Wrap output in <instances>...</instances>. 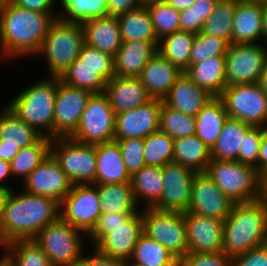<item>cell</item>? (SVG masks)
Wrapping results in <instances>:
<instances>
[{
    "label": "cell",
    "mask_w": 267,
    "mask_h": 266,
    "mask_svg": "<svg viewBox=\"0 0 267 266\" xmlns=\"http://www.w3.org/2000/svg\"><path fill=\"white\" fill-rule=\"evenodd\" d=\"M57 18L56 13L31 11L10 0L1 2L0 57L12 59L38 55L50 26Z\"/></svg>",
    "instance_id": "cell-1"
},
{
    "label": "cell",
    "mask_w": 267,
    "mask_h": 266,
    "mask_svg": "<svg viewBox=\"0 0 267 266\" xmlns=\"http://www.w3.org/2000/svg\"><path fill=\"white\" fill-rule=\"evenodd\" d=\"M9 191L0 220V247L15 241L34 239L59 218V203L49 197Z\"/></svg>",
    "instance_id": "cell-2"
},
{
    "label": "cell",
    "mask_w": 267,
    "mask_h": 266,
    "mask_svg": "<svg viewBox=\"0 0 267 266\" xmlns=\"http://www.w3.org/2000/svg\"><path fill=\"white\" fill-rule=\"evenodd\" d=\"M267 243V200L235 203L224 220L222 251L236 257Z\"/></svg>",
    "instance_id": "cell-3"
},
{
    "label": "cell",
    "mask_w": 267,
    "mask_h": 266,
    "mask_svg": "<svg viewBox=\"0 0 267 266\" xmlns=\"http://www.w3.org/2000/svg\"><path fill=\"white\" fill-rule=\"evenodd\" d=\"M58 77L34 83L10 100L7 106L43 137L54 139V111ZM45 132H43V130Z\"/></svg>",
    "instance_id": "cell-4"
},
{
    "label": "cell",
    "mask_w": 267,
    "mask_h": 266,
    "mask_svg": "<svg viewBox=\"0 0 267 266\" xmlns=\"http://www.w3.org/2000/svg\"><path fill=\"white\" fill-rule=\"evenodd\" d=\"M205 173L234 203L252 202L263 197L260 173L254 166L211 159Z\"/></svg>",
    "instance_id": "cell-5"
},
{
    "label": "cell",
    "mask_w": 267,
    "mask_h": 266,
    "mask_svg": "<svg viewBox=\"0 0 267 266\" xmlns=\"http://www.w3.org/2000/svg\"><path fill=\"white\" fill-rule=\"evenodd\" d=\"M85 44L81 23L66 22L57 18L50 26L38 53L48 61V76L60 77L76 60Z\"/></svg>",
    "instance_id": "cell-6"
},
{
    "label": "cell",
    "mask_w": 267,
    "mask_h": 266,
    "mask_svg": "<svg viewBox=\"0 0 267 266\" xmlns=\"http://www.w3.org/2000/svg\"><path fill=\"white\" fill-rule=\"evenodd\" d=\"M82 235V231L58 218L47 224L34 240L53 266H76L84 253Z\"/></svg>",
    "instance_id": "cell-7"
},
{
    "label": "cell",
    "mask_w": 267,
    "mask_h": 266,
    "mask_svg": "<svg viewBox=\"0 0 267 266\" xmlns=\"http://www.w3.org/2000/svg\"><path fill=\"white\" fill-rule=\"evenodd\" d=\"M50 154L58 162L72 185L94 184L96 145L83 144L70 137L51 139Z\"/></svg>",
    "instance_id": "cell-8"
},
{
    "label": "cell",
    "mask_w": 267,
    "mask_h": 266,
    "mask_svg": "<svg viewBox=\"0 0 267 266\" xmlns=\"http://www.w3.org/2000/svg\"><path fill=\"white\" fill-rule=\"evenodd\" d=\"M219 98L230 118L267 128V96L258 82L229 85Z\"/></svg>",
    "instance_id": "cell-9"
},
{
    "label": "cell",
    "mask_w": 267,
    "mask_h": 266,
    "mask_svg": "<svg viewBox=\"0 0 267 266\" xmlns=\"http://www.w3.org/2000/svg\"><path fill=\"white\" fill-rule=\"evenodd\" d=\"M116 114L113 112L108 96L93 93L81 115L79 125L70 136L83 144H100L114 141Z\"/></svg>",
    "instance_id": "cell-10"
},
{
    "label": "cell",
    "mask_w": 267,
    "mask_h": 266,
    "mask_svg": "<svg viewBox=\"0 0 267 266\" xmlns=\"http://www.w3.org/2000/svg\"><path fill=\"white\" fill-rule=\"evenodd\" d=\"M143 233L166 247L178 259L187 254L185 213L143 208Z\"/></svg>",
    "instance_id": "cell-11"
},
{
    "label": "cell",
    "mask_w": 267,
    "mask_h": 266,
    "mask_svg": "<svg viewBox=\"0 0 267 266\" xmlns=\"http://www.w3.org/2000/svg\"><path fill=\"white\" fill-rule=\"evenodd\" d=\"M101 214L97 184L72 185L59 203V218L87 235Z\"/></svg>",
    "instance_id": "cell-12"
},
{
    "label": "cell",
    "mask_w": 267,
    "mask_h": 266,
    "mask_svg": "<svg viewBox=\"0 0 267 266\" xmlns=\"http://www.w3.org/2000/svg\"><path fill=\"white\" fill-rule=\"evenodd\" d=\"M227 86L259 82L267 60V48L260 43L230 44L226 52Z\"/></svg>",
    "instance_id": "cell-13"
},
{
    "label": "cell",
    "mask_w": 267,
    "mask_h": 266,
    "mask_svg": "<svg viewBox=\"0 0 267 266\" xmlns=\"http://www.w3.org/2000/svg\"><path fill=\"white\" fill-rule=\"evenodd\" d=\"M196 172L179 163L169 162L162 167L163 190L152 207L161 211L186 213L191 201L192 182Z\"/></svg>",
    "instance_id": "cell-14"
},
{
    "label": "cell",
    "mask_w": 267,
    "mask_h": 266,
    "mask_svg": "<svg viewBox=\"0 0 267 266\" xmlns=\"http://www.w3.org/2000/svg\"><path fill=\"white\" fill-rule=\"evenodd\" d=\"M92 94L88 90L70 86L58 77L54 111V138L70 137L75 132Z\"/></svg>",
    "instance_id": "cell-15"
},
{
    "label": "cell",
    "mask_w": 267,
    "mask_h": 266,
    "mask_svg": "<svg viewBox=\"0 0 267 266\" xmlns=\"http://www.w3.org/2000/svg\"><path fill=\"white\" fill-rule=\"evenodd\" d=\"M234 204L205 172L194 175L191 201L186 213H196L224 221Z\"/></svg>",
    "instance_id": "cell-16"
},
{
    "label": "cell",
    "mask_w": 267,
    "mask_h": 266,
    "mask_svg": "<svg viewBox=\"0 0 267 266\" xmlns=\"http://www.w3.org/2000/svg\"><path fill=\"white\" fill-rule=\"evenodd\" d=\"M163 100L152 98L143 105L116 114L114 140L145 138L159 130Z\"/></svg>",
    "instance_id": "cell-17"
},
{
    "label": "cell",
    "mask_w": 267,
    "mask_h": 266,
    "mask_svg": "<svg viewBox=\"0 0 267 266\" xmlns=\"http://www.w3.org/2000/svg\"><path fill=\"white\" fill-rule=\"evenodd\" d=\"M23 185L26 192L52 198L58 203L72 187V183L51 154L30 173Z\"/></svg>",
    "instance_id": "cell-18"
},
{
    "label": "cell",
    "mask_w": 267,
    "mask_h": 266,
    "mask_svg": "<svg viewBox=\"0 0 267 266\" xmlns=\"http://www.w3.org/2000/svg\"><path fill=\"white\" fill-rule=\"evenodd\" d=\"M143 233L142 210L132 214L121 225L106 228V235L94 247L104 255L129 260L139 236Z\"/></svg>",
    "instance_id": "cell-19"
},
{
    "label": "cell",
    "mask_w": 267,
    "mask_h": 266,
    "mask_svg": "<svg viewBox=\"0 0 267 266\" xmlns=\"http://www.w3.org/2000/svg\"><path fill=\"white\" fill-rule=\"evenodd\" d=\"M187 253L221 252L224 221L196 213H185Z\"/></svg>",
    "instance_id": "cell-20"
},
{
    "label": "cell",
    "mask_w": 267,
    "mask_h": 266,
    "mask_svg": "<svg viewBox=\"0 0 267 266\" xmlns=\"http://www.w3.org/2000/svg\"><path fill=\"white\" fill-rule=\"evenodd\" d=\"M104 93L115 114L134 109L152 99L139 77L115 75L107 82Z\"/></svg>",
    "instance_id": "cell-21"
},
{
    "label": "cell",
    "mask_w": 267,
    "mask_h": 266,
    "mask_svg": "<svg viewBox=\"0 0 267 266\" xmlns=\"http://www.w3.org/2000/svg\"><path fill=\"white\" fill-rule=\"evenodd\" d=\"M263 9L260 0H238L233 17V44L262 41Z\"/></svg>",
    "instance_id": "cell-22"
},
{
    "label": "cell",
    "mask_w": 267,
    "mask_h": 266,
    "mask_svg": "<svg viewBox=\"0 0 267 266\" xmlns=\"http://www.w3.org/2000/svg\"><path fill=\"white\" fill-rule=\"evenodd\" d=\"M182 73L156 52L143 68L139 78L152 98L163 100Z\"/></svg>",
    "instance_id": "cell-23"
},
{
    "label": "cell",
    "mask_w": 267,
    "mask_h": 266,
    "mask_svg": "<svg viewBox=\"0 0 267 266\" xmlns=\"http://www.w3.org/2000/svg\"><path fill=\"white\" fill-rule=\"evenodd\" d=\"M212 98L183 72L163 102L170 108L195 117Z\"/></svg>",
    "instance_id": "cell-24"
},
{
    "label": "cell",
    "mask_w": 267,
    "mask_h": 266,
    "mask_svg": "<svg viewBox=\"0 0 267 266\" xmlns=\"http://www.w3.org/2000/svg\"><path fill=\"white\" fill-rule=\"evenodd\" d=\"M159 42L122 41L113 57L117 76L139 77L143 68L157 52Z\"/></svg>",
    "instance_id": "cell-25"
},
{
    "label": "cell",
    "mask_w": 267,
    "mask_h": 266,
    "mask_svg": "<svg viewBox=\"0 0 267 266\" xmlns=\"http://www.w3.org/2000/svg\"><path fill=\"white\" fill-rule=\"evenodd\" d=\"M82 24L85 44L106 52L113 57L121 47L122 39L119 21L114 16H102Z\"/></svg>",
    "instance_id": "cell-26"
},
{
    "label": "cell",
    "mask_w": 267,
    "mask_h": 266,
    "mask_svg": "<svg viewBox=\"0 0 267 266\" xmlns=\"http://www.w3.org/2000/svg\"><path fill=\"white\" fill-rule=\"evenodd\" d=\"M97 169L94 184L131 183L116 141L96 144Z\"/></svg>",
    "instance_id": "cell-27"
},
{
    "label": "cell",
    "mask_w": 267,
    "mask_h": 266,
    "mask_svg": "<svg viewBox=\"0 0 267 266\" xmlns=\"http://www.w3.org/2000/svg\"><path fill=\"white\" fill-rule=\"evenodd\" d=\"M184 73L212 97H220L227 87L225 56H214L197 62Z\"/></svg>",
    "instance_id": "cell-28"
},
{
    "label": "cell",
    "mask_w": 267,
    "mask_h": 266,
    "mask_svg": "<svg viewBox=\"0 0 267 266\" xmlns=\"http://www.w3.org/2000/svg\"><path fill=\"white\" fill-rule=\"evenodd\" d=\"M228 117L223 101L213 97L195 116V135L211 150Z\"/></svg>",
    "instance_id": "cell-29"
},
{
    "label": "cell",
    "mask_w": 267,
    "mask_h": 266,
    "mask_svg": "<svg viewBox=\"0 0 267 266\" xmlns=\"http://www.w3.org/2000/svg\"><path fill=\"white\" fill-rule=\"evenodd\" d=\"M252 126L241 120L228 117L221 129L216 144L211 149V159L238 161V152L246 133Z\"/></svg>",
    "instance_id": "cell-30"
},
{
    "label": "cell",
    "mask_w": 267,
    "mask_h": 266,
    "mask_svg": "<svg viewBox=\"0 0 267 266\" xmlns=\"http://www.w3.org/2000/svg\"><path fill=\"white\" fill-rule=\"evenodd\" d=\"M211 161V150L196 136L174 139L173 162L194 170L206 172Z\"/></svg>",
    "instance_id": "cell-31"
},
{
    "label": "cell",
    "mask_w": 267,
    "mask_h": 266,
    "mask_svg": "<svg viewBox=\"0 0 267 266\" xmlns=\"http://www.w3.org/2000/svg\"><path fill=\"white\" fill-rule=\"evenodd\" d=\"M122 41L159 42L148 8L139 7L117 16Z\"/></svg>",
    "instance_id": "cell-32"
},
{
    "label": "cell",
    "mask_w": 267,
    "mask_h": 266,
    "mask_svg": "<svg viewBox=\"0 0 267 266\" xmlns=\"http://www.w3.org/2000/svg\"><path fill=\"white\" fill-rule=\"evenodd\" d=\"M102 214L138 213L131 183L97 185Z\"/></svg>",
    "instance_id": "cell-33"
},
{
    "label": "cell",
    "mask_w": 267,
    "mask_h": 266,
    "mask_svg": "<svg viewBox=\"0 0 267 266\" xmlns=\"http://www.w3.org/2000/svg\"><path fill=\"white\" fill-rule=\"evenodd\" d=\"M131 185L135 201L140 199L152 208L160 199L163 190L162 167L145 165L140 171L131 176Z\"/></svg>",
    "instance_id": "cell-34"
},
{
    "label": "cell",
    "mask_w": 267,
    "mask_h": 266,
    "mask_svg": "<svg viewBox=\"0 0 267 266\" xmlns=\"http://www.w3.org/2000/svg\"><path fill=\"white\" fill-rule=\"evenodd\" d=\"M0 113V139L3 143L17 144L19 148H26L36 144L43 137L8 106Z\"/></svg>",
    "instance_id": "cell-35"
},
{
    "label": "cell",
    "mask_w": 267,
    "mask_h": 266,
    "mask_svg": "<svg viewBox=\"0 0 267 266\" xmlns=\"http://www.w3.org/2000/svg\"><path fill=\"white\" fill-rule=\"evenodd\" d=\"M195 33L177 31L159 39L157 52H159L173 66L185 72L190 66V53Z\"/></svg>",
    "instance_id": "cell-36"
},
{
    "label": "cell",
    "mask_w": 267,
    "mask_h": 266,
    "mask_svg": "<svg viewBox=\"0 0 267 266\" xmlns=\"http://www.w3.org/2000/svg\"><path fill=\"white\" fill-rule=\"evenodd\" d=\"M130 261L140 266H177L178 258L156 240L142 233Z\"/></svg>",
    "instance_id": "cell-37"
},
{
    "label": "cell",
    "mask_w": 267,
    "mask_h": 266,
    "mask_svg": "<svg viewBox=\"0 0 267 266\" xmlns=\"http://www.w3.org/2000/svg\"><path fill=\"white\" fill-rule=\"evenodd\" d=\"M238 0H218L201 33L216 36L233 43V17Z\"/></svg>",
    "instance_id": "cell-38"
},
{
    "label": "cell",
    "mask_w": 267,
    "mask_h": 266,
    "mask_svg": "<svg viewBox=\"0 0 267 266\" xmlns=\"http://www.w3.org/2000/svg\"><path fill=\"white\" fill-rule=\"evenodd\" d=\"M51 139L42 137L36 144L20 151L10 162L11 174L24 180L34 171L50 154Z\"/></svg>",
    "instance_id": "cell-39"
},
{
    "label": "cell",
    "mask_w": 267,
    "mask_h": 266,
    "mask_svg": "<svg viewBox=\"0 0 267 266\" xmlns=\"http://www.w3.org/2000/svg\"><path fill=\"white\" fill-rule=\"evenodd\" d=\"M2 247L15 266H53L34 239L15 240Z\"/></svg>",
    "instance_id": "cell-40"
},
{
    "label": "cell",
    "mask_w": 267,
    "mask_h": 266,
    "mask_svg": "<svg viewBox=\"0 0 267 266\" xmlns=\"http://www.w3.org/2000/svg\"><path fill=\"white\" fill-rule=\"evenodd\" d=\"M64 83L88 90L92 93H103L107 82L97 73L96 68L83 65L77 58L59 77Z\"/></svg>",
    "instance_id": "cell-41"
},
{
    "label": "cell",
    "mask_w": 267,
    "mask_h": 266,
    "mask_svg": "<svg viewBox=\"0 0 267 266\" xmlns=\"http://www.w3.org/2000/svg\"><path fill=\"white\" fill-rule=\"evenodd\" d=\"M64 11L58 18L66 22L83 23L85 21L108 16V0H59ZM63 14V15H62Z\"/></svg>",
    "instance_id": "cell-42"
},
{
    "label": "cell",
    "mask_w": 267,
    "mask_h": 266,
    "mask_svg": "<svg viewBox=\"0 0 267 266\" xmlns=\"http://www.w3.org/2000/svg\"><path fill=\"white\" fill-rule=\"evenodd\" d=\"M174 139L160 129L144 138L145 165L163 167L173 162Z\"/></svg>",
    "instance_id": "cell-43"
},
{
    "label": "cell",
    "mask_w": 267,
    "mask_h": 266,
    "mask_svg": "<svg viewBox=\"0 0 267 266\" xmlns=\"http://www.w3.org/2000/svg\"><path fill=\"white\" fill-rule=\"evenodd\" d=\"M159 129L173 139L192 136L196 131L195 117L170 108L162 102Z\"/></svg>",
    "instance_id": "cell-44"
},
{
    "label": "cell",
    "mask_w": 267,
    "mask_h": 266,
    "mask_svg": "<svg viewBox=\"0 0 267 266\" xmlns=\"http://www.w3.org/2000/svg\"><path fill=\"white\" fill-rule=\"evenodd\" d=\"M218 0H196L188 9L179 12L180 30L200 33Z\"/></svg>",
    "instance_id": "cell-45"
},
{
    "label": "cell",
    "mask_w": 267,
    "mask_h": 266,
    "mask_svg": "<svg viewBox=\"0 0 267 266\" xmlns=\"http://www.w3.org/2000/svg\"><path fill=\"white\" fill-rule=\"evenodd\" d=\"M148 12L158 39L180 31L179 12L168 3L148 7Z\"/></svg>",
    "instance_id": "cell-46"
},
{
    "label": "cell",
    "mask_w": 267,
    "mask_h": 266,
    "mask_svg": "<svg viewBox=\"0 0 267 266\" xmlns=\"http://www.w3.org/2000/svg\"><path fill=\"white\" fill-rule=\"evenodd\" d=\"M229 44L222 38L197 33L190 53V65L214 56H225Z\"/></svg>",
    "instance_id": "cell-47"
},
{
    "label": "cell",
    "mask_w": 267,
    "mask_h": 266,
    "mask_svg": "<svg viewBox=\"0 0 267 266\" xmlns=\"http://www.w3.org/2000/svg\"><path fill=\"white\" fill-rule=\"evenodd\" d=\"M78 59L83 65L89 66L90 68H96L97 73L106 82L115 76L113 56L106 52H102L97 48L84 44Z\"/></svg>",
    "instance_id": "cell-48"
},
{
    "label": "cell",
    "mask_w": 267,
    "mask_h": 266,
    "mask_svg": "<svg viewBox=\"0 0 267 266\" xmlns=\"http://www.w3.org/2000/svg\"><path fill=\"white\" fill-rule=\"evenodd\" d=\"M118 143L124 164L130 176L140 171L144 166V138H127L114 140Z\"/></svg>",
    "instance_id": "cell-49"
},
{
    "label": "cell",
    "mask_w": 267,
    "mask_h": 266,
    "mask_svg": "<svg viewBox=\"0 0 267 266\" xmlns=\"http://www.w3.org/2000/svg\"><path fill=\"white\" fill-rule=\"evenodd\" d=\"M263 127H252L245 135L243 144L238 152V161L254 166L258 171V158Z\"/></svg>",
    "instance_id": "cell-50"
},
{
    "label": "cell",
    "mask_w": 267,
    "mask_h": 266,
    "mask_svg": "<svg viewBox=\"0 0 267 266\" xmlns=\"http://www.w3.org/2000/svg\"><path fill=\"white\" fill-rule=\"evenodd\" d=\"M179 266H232V258L223 251L213 253H187L178 259Z\"/></svg>",
    "instance_id": "cell-51"
},
{
    "label": "cell",
    "mask_w": 267,
    "mask_h": 266,
    "mask_svg": "<svg viewBox=\"0 0 267 266\" xmlns=\"http://www.w3.org/2000/svg\"><path fill=\"white\" fill-rule=\"evenodd\" d=\"M132 214L135 213H106L101 214L93 230L88 234L90 241L96 245L105 235L106 228H112L121 225Z\"/></svg>",
    "instance_id": "cell-52"
},
{
    "label": "cell",
    "mask_w": 267,
    "mask_h": 266,
    "mask_svg": "<svg viewBox=\"0 0 267 266\" xmlns=\"http://www.w3.org/2000/svg\"><path fill=\"white\" fill-rule=\"evenodd\" d=\"M232 266H267V243L233 257Z\"/></svg>",
    "instance_id": "cell-53"
},
{
    "label": "cell",
    "mask_w": 267,
    "mask_h": 266,
    "mask_svg": "<svg viewBox=\"0 0 267 266\" xmlns=\"http://www.w3.org/2000/svg\"><path fill=\"white\" fill-rule=\"evenodd\" d=\"M89 256L82 255L76 266H123L124 261L102 254L96 248Z\"/></svg>",
    "instance_id": "cell-54"
},
{
    "label": "cell",
    "mask_w": 267,
    "mask_h": 266,
    "mask_svg": "<svg viewBox=\"0 0 267 266\" xmlns=\"http://www.w3.org/2000/svg\"><path fill=\"white\" fill-rule=\"evenodd\" d=\"M106 6L108 15L114 17L141 7L139 0H108Z\"/></svg>",
    "instance_id": "cell-55"
},
{
    "label": "cell",
    "mask_w": 267,
    "mask_h": 266,
    "mask_svg": "<svg viewBox=\"0 0 267 266\" xmlns=\"http://www.w3.org/2000/svg\"><path fill=\"white\" fill-rule=\"evenodd\" d=\"M13 4L31 11L53 13L55 0H10Z\"/></svg>",
    "instance_id": "cell-56"
},
{
    "label": "cell",
    "mask_w": 267,
    "mask_h": 266,
    "mask_svg": "<svg viewBox=\"0 0 267 266\" xmlns=\"http://www.w3.org/2000/svg\"><path fill=\"white\" fill-rule=\"evenodd\" d=\"M267 168V128L263 127V134L260 143L258 172L261 174Z\"/></svg>",
    "instance_id": "cell-57"
},
{
    "label": "cell",
    "mask_w": 267,
    "mask_h": 266,
    "mask_svg": "<svg viewBox=\"0 0 267 266\" xmlns=\"http://www.w3.org/2000/svg\"><path fill=\"white\" fill-rule=\"evenodd\" d=\"M20 151L17 144L3 143L0 139V159L11 162L14 156Z\"/></svg>",
    "instance_id": "cell-58"
},
{
    "label": "cell",
    "mask_w": 267,
    "mask_h": 266,
    "mask_svg": "<svg viewBox=\"0 0 267 266\" xmlns=\"http://www.w3.org/2000/svg\"><path fill=\"white\" fill-rule=\"evenodd\" d=\"M10 175H12L10 163L0 159V182H2L4 179H7V177ZM0 188H4L9 191L12 190L11 187L7 186L6 184L5 185L1 184V183H0Z\"/></svg>",
    "instance_id": "cell-59"
},
{
    "label": "cell",
    "mask_w": 267,
    "mask_h": 266,
    "mask_svg": "<svg viewBox=\"0 0 267 266\" xmlns=\"http://www.w3.org/2000/svg\"><path fill=\"white\" fill-rule=\"evenodd\" d=\"M195 2L196 0H166V3L178 11L188 9Z\"/></svg>",
    "instance_id": "cell-60"
},
{
    "label": "cell",
    "mask_w": 267,
    "mask_h": 266,
    "mask_svg": "<svg viewBox=\"0 0 267 266\" xmlns=\"http://www.w3.org/2000/svg\"><path fill=\"white\" fill-rule=\"evenodd\" d=\"M262 9H263L262 38L267 43V0L262 1Z\"/></svg>",
    "instance_id": "cell-61"
},
{
    "label": "cell",
    "mask_w": 267,
    "mask_h": 266,
    "mask_svg": "<svg viewBox=\"0 0 267 266\" xmlns=\"http://www.w3.org/2000/svg\"><path fill=\"white\" fill-rule=\"evenodd\" d=\"M258 83L260 84L262 91L267 96V60L265 62V66L262 70L261 77Z\"/></svg>",
    "instance_id": "cell-62"
},
{
    "label": "cell",
    "mask_w": 267,
    "mask_h": 266,
    "mask_svg": "<svg viewBox=\"0 0 267 266\" xmlns=\"http://www.w3.org/2000/svg\"><path fill=\"white\" fill-rule=\"evenodd\" d=\"M262 196L267 200V168L260 174Z\"/></svg>",
    "instance_id": "cell-63"
},
{
    "label": "cell",
    "mask_w": 267,
    "mask_h": 266,
    "mask_svg": "<svg viewBox=\"0 0 267 266\" xmlns=\"http://www.w3.org/2000/svg\"><path fill=\"white\" fill-rule=\"evenodd\" d=\"M8 193H9V190H6L4 188H0V220L2 218L4 202H5V199H6V196L8 195Z\"/></svg>",
    "instance_id": "cell-64"
},
{
    "label": "cell",
    "mask_w": 267,
    "mask_h": 266,
    "mask_svg": "<svg viewBox=\"0 0 267 266\" xmlns=\"http://www.w3.org/2000/svg\"><path fill=\"white\" fill-rule=\"evenodd\" d=\"M141 7H150L159 3H164L166 0H139Z\"/></svg>",
    "instance_id": "cell-65"
},
{
    "label": "cell",
    "mask_w": 267,
    "mask_h": 266,
    "mask_svg": "<svg viewBox=\"0 0 267 266\" xmlns=\"http://www.w3.org/2000/svg\"><path fill=\"white\" fill-rule=\"evenodd\" d=\"M0 266H15L11 259L5 254L0 258Z\"/></svg>",
    "instance_id": "cell-66"
},
{
    "label": "cell",
    "mask_w": 267,
    "mask_h": 266,
    "mask_svg": "<svg viewBox=\"0 0 267 266\" xmlns=\"http://www.w3.org/2000/svg\"><path fill=\"white\" fill-rule=\"evenodd\" d=\"M123 266H140L130 260H125Z\"/></svg>",
    "instance_id": "cell-67"
}]
</instances>
